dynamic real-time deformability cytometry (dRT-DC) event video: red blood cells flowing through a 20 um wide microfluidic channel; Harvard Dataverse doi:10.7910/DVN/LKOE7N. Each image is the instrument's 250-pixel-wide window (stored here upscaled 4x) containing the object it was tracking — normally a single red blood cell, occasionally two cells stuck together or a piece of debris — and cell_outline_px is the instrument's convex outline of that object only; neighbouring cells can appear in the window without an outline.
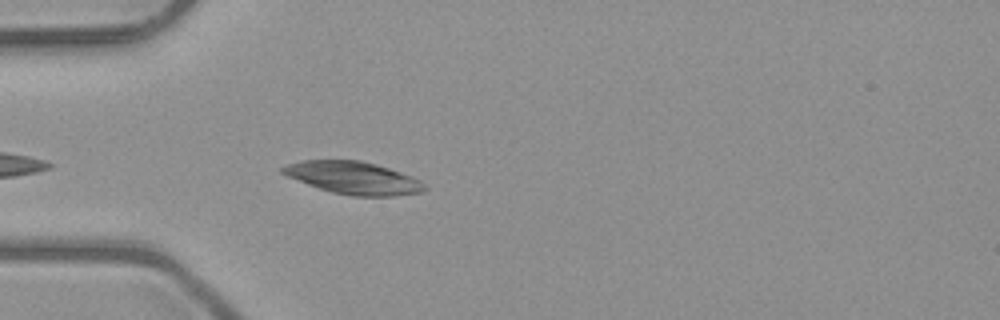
{"species": "common noctule bat (a hibernating species)", "species_latin": "Nyctalus noctula", "temperature_condition": "room temperature", "stored_images_in_passage": 20, "camera_frame_rate_fps": 3000, "um_per_image_px": 0.085, "animal": {"sex": "male", "body_mass_g": 23.1, "forearm_length_mm": 52.7}, "frame": {"image": 1, "passage_image": 4, "time_ms": 1.0, "image_size_px": [1000, 320], "cell_outline_px": [[428, 188], [420, 192], [396, 196], [352, 196], [332, 192], [308, 184], [288, 176], [280, 172], [280, 168], [288, 164], [304, 160], [360, 160], [376, 164], [412, 176], [428, 184]], "centroid_in_image_um": [30.08, 15.12], "position_along_channel_um": 54.9, "area_um2": 26.82}}